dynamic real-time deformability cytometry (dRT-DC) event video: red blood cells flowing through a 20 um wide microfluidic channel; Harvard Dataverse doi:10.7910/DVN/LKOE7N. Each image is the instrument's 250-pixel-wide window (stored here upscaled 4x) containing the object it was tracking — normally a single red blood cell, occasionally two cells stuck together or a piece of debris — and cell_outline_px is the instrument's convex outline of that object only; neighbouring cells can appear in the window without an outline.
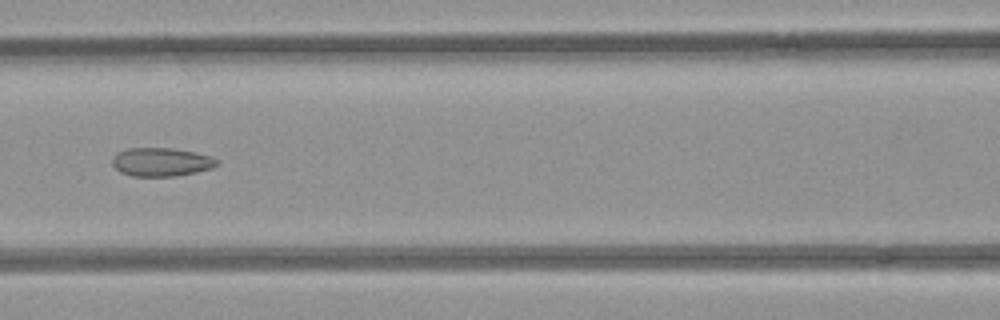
{"species": "common noctule bat (a hibernating species)", "species_latin": "Nyctalus noctula", "temperature_condition": "room temperature", "stored_images_in_passage": 38, "camera_frame_rate_fps": 3000, "um_per_image_px": 0.085, "animal": {"sex": "female", "body_mass_g": 21.9}, "frame": {"image": 1, "passage_image": 9, "time_ms": 2.667, "image_size_px": [1000, 320], "cell_outline_px": [[220, 164], [212, 168], [196, 172], [176, 176], [132, 176], [120, 172], [112, 164], [112, 156], [116, 152], [128, 148], [172, 148], [212, 156]], "centroid_in_image_um": [13.68, 13.77], "position_along_channel_um": 152.9, "area_um2": 17.46}}
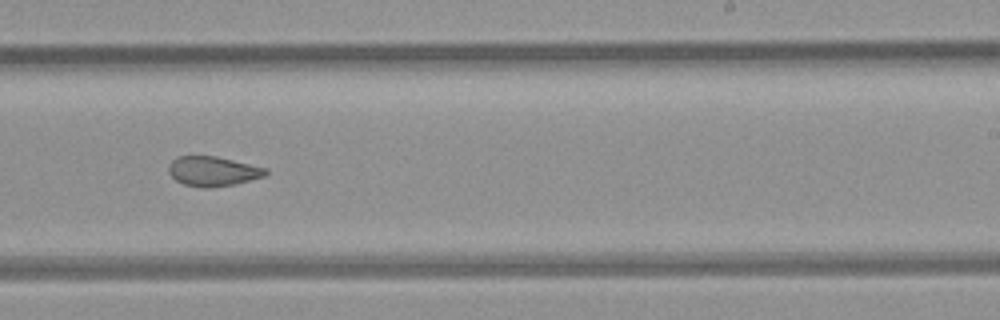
{"frame": {"image": 2, "passage_image": 18, "time_ms": 5.667, "image_size_px": [1000, 320], "cell_outline_px": [[268, 172], [264, 176], [236, 184], [212, 188], [200, 188], [184, 184], [176, 180], [168, 172], [168, 164], [176, 156], [216, 156], [268, 168]], "centroid_in_image_um": [18.08, 14.56], "position_along_channel_um": 270.9, "area_um2": 16.99}}
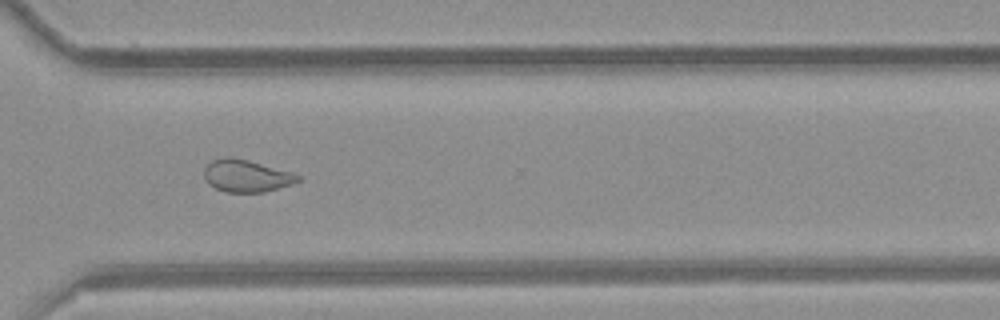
{"frame": {"image": 3, "passage_image": 24, "time_ms": 7.667, "image_size_px": [1000, 320], "cell_outline_px": [[300, 180], [292, 184], [264, 192], [224, 192], [208, 184], [204, 180], [204, 168], [212, 160], [228, 156], [232, 156], [248, 160], [292, 172], [300, 176]], "centroid_in_image_um": [20.91, 14.94], "position_along_channel_um": 349.7, "area_um2": 17.69}, "authors_computed_cell_mechanics": {"area_um2": 18.0625, "velocity_mm_per_s": 3.9481, "shape_relaxation_time_tau1_ms": null, "shape_relaxation_time_tau2_ms": 2.2306, "deformation_change_tau1": null, "deformation_change_tau2": 0.0949}}